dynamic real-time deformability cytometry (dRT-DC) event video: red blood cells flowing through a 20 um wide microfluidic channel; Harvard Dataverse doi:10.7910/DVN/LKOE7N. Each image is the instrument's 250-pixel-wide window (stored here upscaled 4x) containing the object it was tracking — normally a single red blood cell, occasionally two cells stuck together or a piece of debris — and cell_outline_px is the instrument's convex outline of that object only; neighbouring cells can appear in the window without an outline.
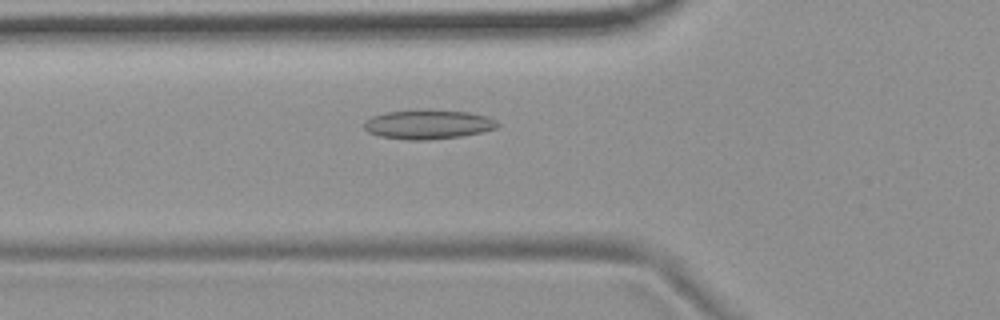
{"species": "common noctule bat (a hibernating species)", "species_latin": "Nyctalus noctula", "temperature_condition": "room temperature", "stored_images_in_passage": 54, "camera_frame_rate_fps": 3000, "um_per_image_px": 0.085, "animal": {"sex": "female", "body_mass_g": 19.9}, "frame": {"image": 1, "passage_image": 19, "time_ms": 6.0, "image_size_px": [1000, 320], "cell_outline_px": [[500, 124], [496, 128], [480, 132], [460, 136], [428, 140], [408, 140], [380, 136], [368, 132], [364, 128], [364, 120], [372, 116], [384, 112], [420, 108], [468, 112], [488, 116], [496, 120]], "centroid_in_image_um": [36.36, 10.55], "position_along_channel_um": 89.4, "area_um2": 23.18}}
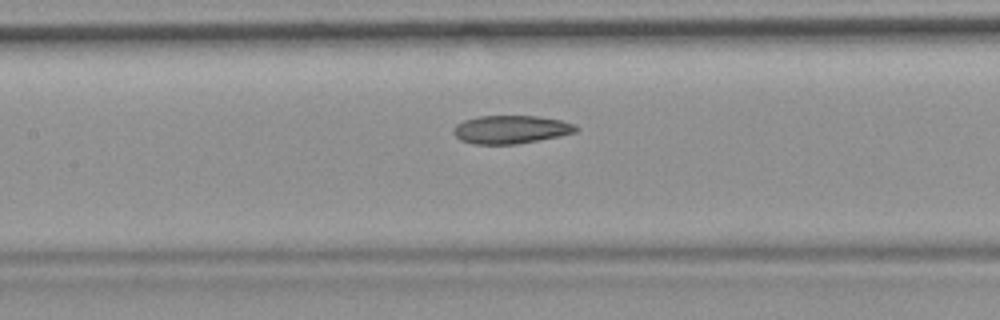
{"frame": {"image": 2, "passage_image": 25, "time_ms": 8.0, "image_size_px": [1000, 320], "cell_outline_px": [[580, 128], [576, 132], [560, 136], [516, 144], [472, 144], [460, 140], [452, 132], [452, 128], [456, 124], [464, 120], [476, 116], [536, 116], [560, 120], [576, 124]], "centroid_in_image_um": [43.41, 11.0], "position_along_channel_um": 164.0, "area_um2": 20.29}}
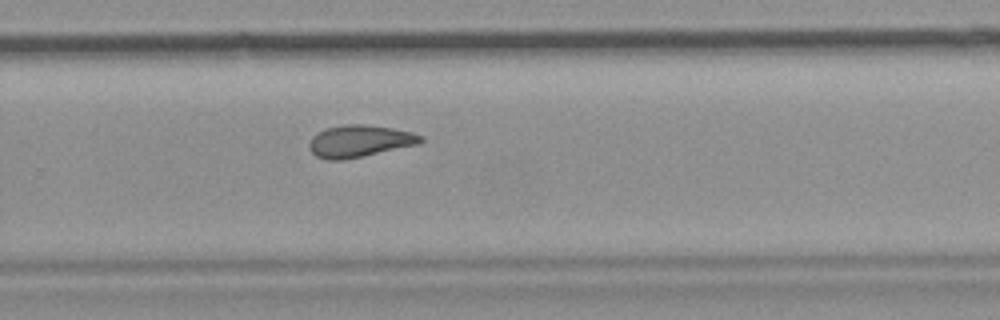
{"frame": {"image": 3, "passage_image": 36, "time_ms": 11.667, "image_size_px": [1000, 320], "cell_outline_px": [[424, 140], [420, 144], [364, 156], [344, 160], [328, 160], [316, 156], [308, 148], [308, 144], [312, 136], [328, 128], [344, 124], [364, 124], [392, 128], [412, 132], [424, 136]], "centroid_in_image_um": [30.59, 12.0], "position_along_channel_um": 299.2, "area_um2": 20.92}, "authors_computed_cell_mechanics": {"area_um2": 21.3282, "velocity_mm_per_s": 3.7027, "shape_relaxation_time_tau1_ms": null, "shape_relaxation_time_tau2_ms": 3.6859, "deformation_change_tau1": null, "deformation_change_tau2": 0.1088}}